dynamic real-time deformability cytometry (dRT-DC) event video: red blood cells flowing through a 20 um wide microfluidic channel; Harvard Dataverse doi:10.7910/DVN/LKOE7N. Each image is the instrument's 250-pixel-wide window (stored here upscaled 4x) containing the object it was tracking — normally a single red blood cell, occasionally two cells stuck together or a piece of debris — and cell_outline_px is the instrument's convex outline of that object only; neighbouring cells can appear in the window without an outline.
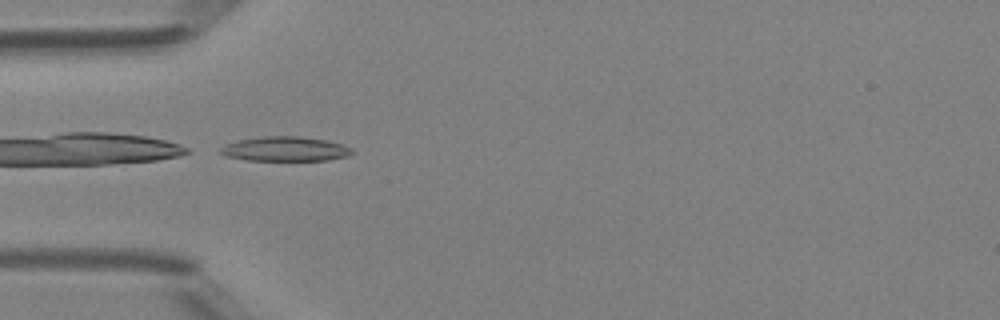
{"species": "Egyptian fruit bat (a non-hibernating species)", "species_latin": "Rousettus aegyptiacus", "temperature_condition": "room temperature", "stored_images_in_passage": 34, "camera_frame_rate_fps": 3000, "um_per_image_px": 0.085, "animal": {"sex": "female"}, "frame": {"image": 1, "passage_image": 1, "time_ms": 0.0, "image_size_px": [1000, 320], "cell_outline_px": [[352, 152], [348, 156], [328, 160], [248, 160], [228, 156], [220, 152], [220, 148], [236, 140], [264, 136], [300, 136], [324, 140], [344, 144], [352, 148]], "centroid_in_image_um": [24.27, 12.65], "position_along_channel_um": 60.7, "area_um2": 18.67}}
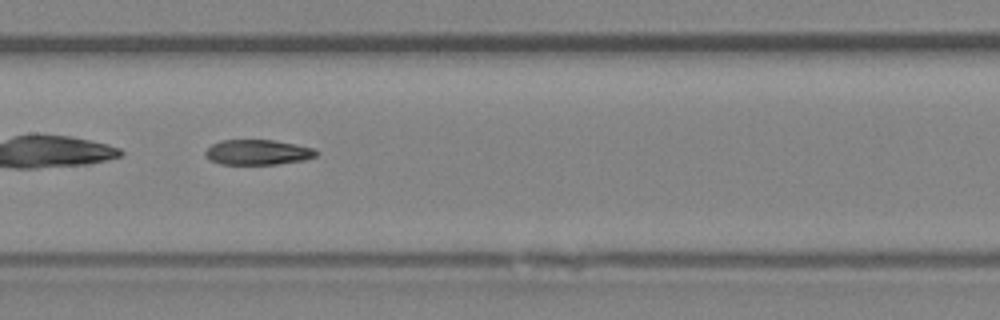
{"frame": {"image": 2, "passage_image": 10, "time_ms": 3.0, "image_size_px": [1000, 320], "cell_outline_px": [[320, 152], [316, 156], [304, 160], [276, 164], [220, 164], [212, 160], [204, 152], [212, 144], [220, 140], [276, 140], [316, 148]], "centroid_in_image_um": [21.98, 12.93], "position_along_channel_um": 185.4, "area_um2": 16.3}}